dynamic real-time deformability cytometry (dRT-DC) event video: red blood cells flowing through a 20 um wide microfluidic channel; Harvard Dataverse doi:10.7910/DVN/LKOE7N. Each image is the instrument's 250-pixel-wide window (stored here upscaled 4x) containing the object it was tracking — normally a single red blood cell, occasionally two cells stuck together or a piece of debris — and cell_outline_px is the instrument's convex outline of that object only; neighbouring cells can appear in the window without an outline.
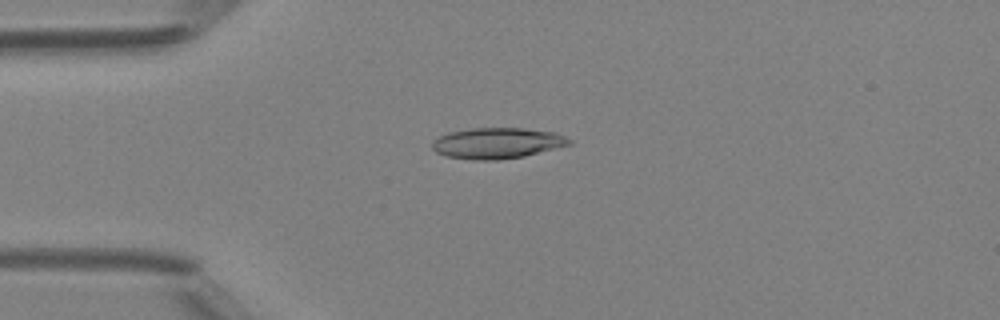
{"species": "Egyptian fruit bat (a non-hibernating species)", "species_latin": "Rousettus aegyptiacus", "temperature_condition": "room temperature", "stored_images_in_passage": 33, "camera_frame_rate_fps": 3000, "um_per_image_px": 0.085, "animal": {"sex": "female"}, "frame": {"image": 1, "passage_image": 3, "time_ms": 0.667, "image_size_px": [1000, 320], "cell_outline_px": [[572, 144], [524, 156], [496, 160], [472, 160], [448, 156], [436, 152], [432, 148], [432, 140], [448, 132], [472, 128], [524, 128], [556, 132], [572, 140]], "centroid_in_image_um": [42.26, 12.16], "position_along_channel_um": 42.7, "area_um2": 24.68}}
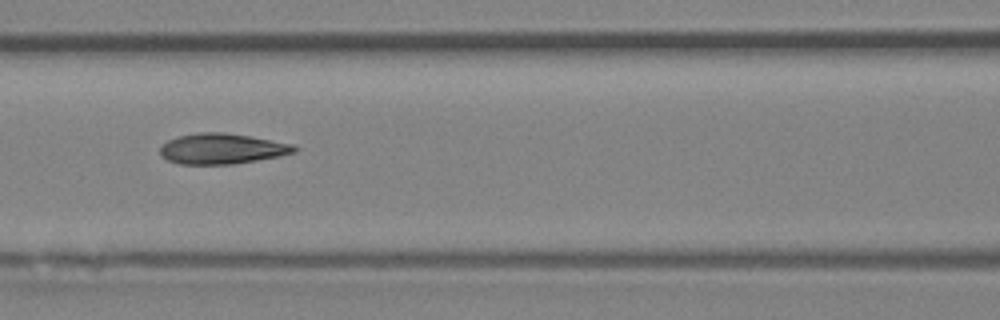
{"frame": {"image": 2, "passage_image": 12, "time_ms": 3.667, "image_size_px": [1000, 320], "cell_outline_px": [[300, 148], [296, 152], [280, 156], [232, 164], [180, 164], [168, 160], [160, 156], [160, 144], [168, 140], [180, 136], [200, 132], [224, 132], [252, 136], [296, 144]], "centroid_in_image_um": [18.91, 12.63], "position_along_channel_um": 147.7, "area_um2": 24.16}}
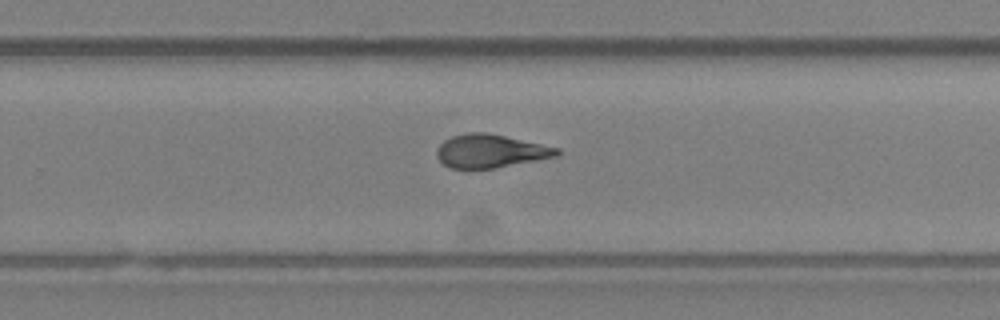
{"frame": {"image": 3, "passage_image": 22, "time_ms": 7.0, "image_size_px": [1000, 320], "cell_outline_px": [[560, 152], [556, 156], [492, 168], [452, 168], [444, 164], [436, 156], [436, 152], [440, 144], [444, 140], [452, 136], [468, 132], [484, 132], [504, 136], [560, 148]], "centroid_in_image_um": [41.65, 12.83], "position_along_channel_um": 288.1, "area_um2": 22.83}, "authors_computed_cell_mechanics": {"area_um2": 23.6402, "velocity_mm_per_s": 4.2293, "shape_relaxation_time_tau1_ms": 7.5063, "shape_relaxation_time_tau2_ms": 3.3388, "deformation_change_tau1": 0.2252, "deformation_change_tau2": 0.0935}}